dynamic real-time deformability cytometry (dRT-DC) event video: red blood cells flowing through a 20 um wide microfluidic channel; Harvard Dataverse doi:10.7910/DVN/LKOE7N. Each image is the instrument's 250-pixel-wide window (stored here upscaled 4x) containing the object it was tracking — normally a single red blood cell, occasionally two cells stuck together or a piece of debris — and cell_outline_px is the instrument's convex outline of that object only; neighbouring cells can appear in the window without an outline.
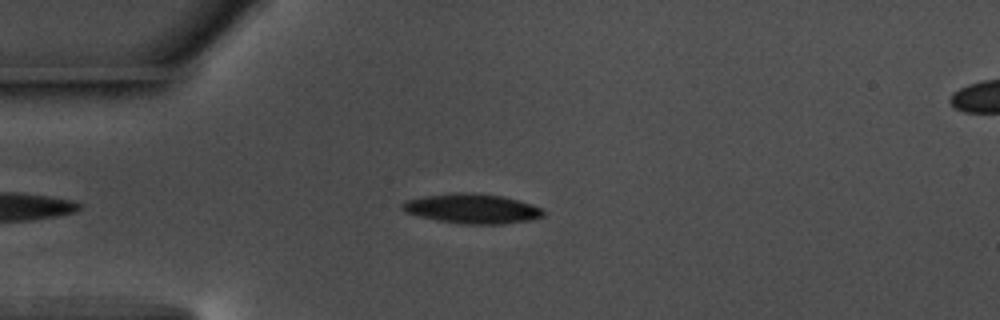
{"species": "common noctule bat (a hibernating species)", "species_latin": "Nyctalus noctula", "temperature_condition": "warm", "stored_images_in_passage": 41, "camera_frame_rate_fps": 3000, "um_per_image_px": 0.085, "animal": {"sex": "male", "body_mass_g": 17.5, "forearm_length_mm": 52.3}, "frame": {"image": 1, "passage_image": 3, "time_ms": 0.667, "image_size_px": [1000, 320], "cell_outline_px": [[544, 216], [532, 220], [504, 224], [464, 224], [440, 220], [420, 216], [404, 212], [400, 208], [400, 204], [404, 200], [424, 196], [452, 192], [476, 192], [504, 196], [540, 208], [544, 212]], "centroid_in_image_um": [40.09, 17.72], "position_along_channel_um": 44.9, "area_um2": 24.51}}
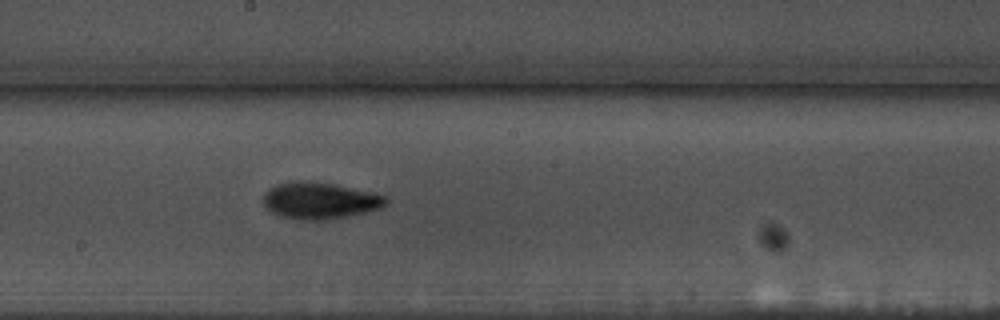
{"frame": {"image": 2, "passage_image": 19, "time_ms": 6.0, "image_size_px": [1000, 320], "cell_outline_px": [[388, 204], [380, 208], [364, 212], [328, 220], [300, 220], [280, 216], [272, 212], [264, 204], [264, 192], [268, 188], [280, 184], [332, 184], [368, 192], [384, 196], [388, 200]], "centroid_in_image_um": [27.19, 17.11], "position_along_channel_um": 221.0, "area_um2": 24.97}}
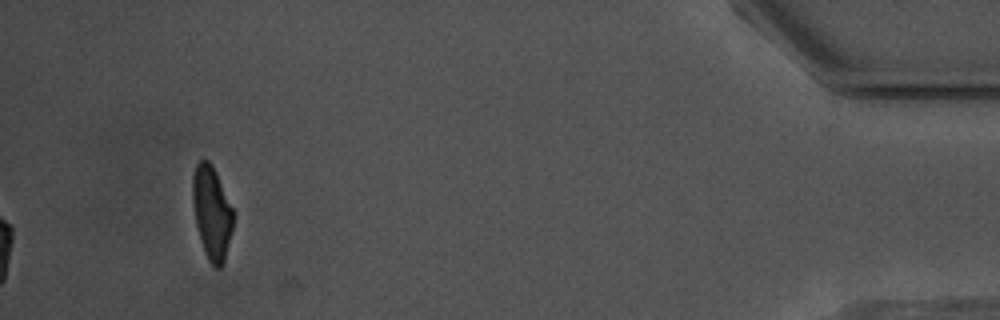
{"frame": {"image": 3, "passage_image": 41, "time_ms": 13.333, "image_size_px": [1000, 320], "cell_outline_px": [[232, 232], [224, 260], [220, 268], [216, 268], [208, 260], [204, 252], [200, 240], [196, 224], [192, 200], [192, 176], [196, 164], [200, 160], [208, 160], [212, 164], [216, 172], [232, 208]], "centroid_in_image_um": [17.98, 18.06], "position_along_channel_um": 417.2, "area_um2": 21.85}, "authors_computed_cell_mechanics": {"area_um2": 23.7558, "velocity_mm_per_s": 3.6577, "shape_relaxation_time_tau1_ms": 3.3612, "shape_relaxation_time_tau2_ms": 5.3524, "deformation_change_tau1": 0.1569, "deformation_change_tau2": 0.1226}}